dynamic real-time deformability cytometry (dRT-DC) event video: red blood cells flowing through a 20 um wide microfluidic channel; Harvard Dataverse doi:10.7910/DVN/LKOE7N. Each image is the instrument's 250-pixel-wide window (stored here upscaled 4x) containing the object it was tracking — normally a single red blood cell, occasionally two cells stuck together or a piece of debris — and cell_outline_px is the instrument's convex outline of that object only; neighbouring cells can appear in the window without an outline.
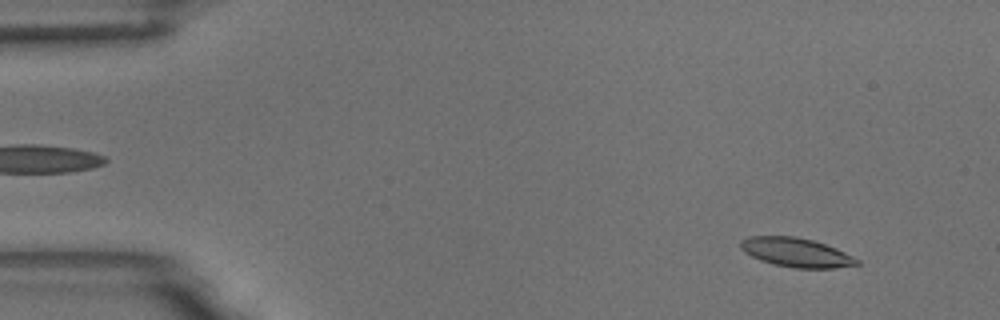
{"species": "common noctule bat (a hibernating species)", "species_latin": "Nyctalus noctula", "temperature_condition": "room temperature", "stored_images_in_passage": 59, "camera_frame_rate_fps": 3000, "um_per_image_px": 0.085, "animal": {"sex": "male", "body_mass_g": 18.8}, "frame": {"image": 1, "passage_image": 5, "time_ms": 1.333, "image_size_px": [1000, 320], "cell_outline_px": [[860, 264], [836, 268], [796, 268], [772, 264], [760, 260], [744, 252], [740, 248], [740, 240], [748, 236], [796, 236], [812, 240], [836, 248], [860, 260]], "centroid_in_image_um": [67.66, 21.45], "position_along_channel_um": 17.3, "area_um2": 19.77}}
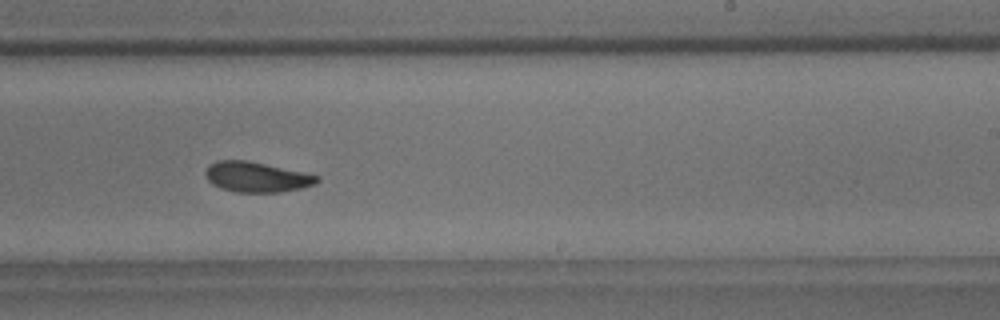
{"frame": {"image": 2, "passage_image": 36, "time_ms": 11.667, "image_size_px": [1000, 320], "cell_outline_px": [[320, 180], [316, 184], [300, 188], [280, 192], [236, 192], [220, 188], [212, 184], [208, 180], [204, 172], [208, 164], [216, 160], [248, 160], [320, 176]], "centroid_in_image_um": [21.78, 15.04], "position_along_channel_um": 267.2, "area_um2": 19.71}}
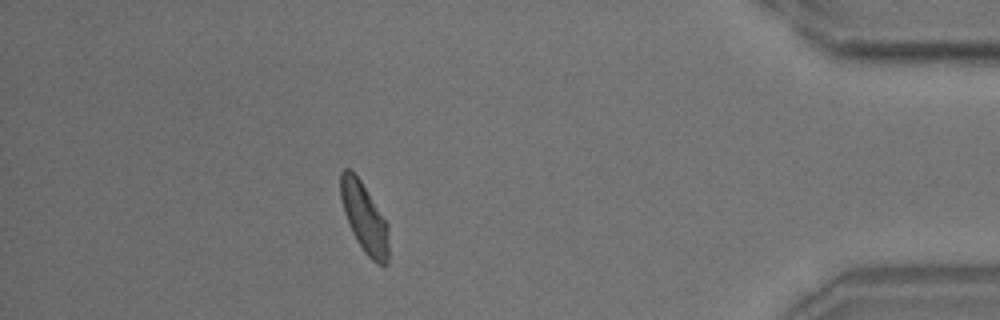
{"frame": {"image": 3, "passage_image": 52, "time_ms": 17.0, "image_size_px": [1000, 320], "cell_outline_px": [[388, 264], [380, 264], [372, 260], [364, 252], [356, 240], [352, 232], [344, 212], [340, 196], [340, 172], [344, 168], [348, 168], [360, 180], [388, 224]], "centroid_in_image_um": [30.96, 18.51], "position_along_channel_um": 404.2, "area_um2": 19.25}, "authors_computed_cell_mechanics": {"area_um2": 19.8254, "velocity_mm_per_s": 3.4199, "shape_relaxation_time_tau1_ms": 4.8176, "shape_relaxation_time_tau2_ms": 1.862, "deformation_change_tau1": 0.1385, "deformation_change_tau2": 0.073}}